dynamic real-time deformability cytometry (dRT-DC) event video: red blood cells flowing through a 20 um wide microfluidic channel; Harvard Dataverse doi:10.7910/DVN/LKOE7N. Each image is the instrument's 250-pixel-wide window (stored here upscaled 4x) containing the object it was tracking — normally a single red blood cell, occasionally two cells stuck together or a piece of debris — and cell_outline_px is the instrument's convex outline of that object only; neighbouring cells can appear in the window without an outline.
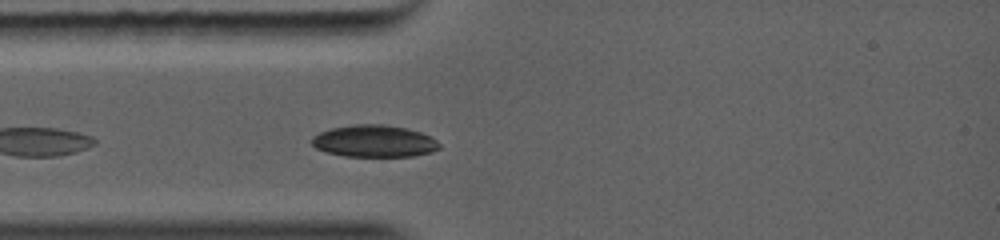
{"species": "common noctule bat (a hibernating species)", "species_latin": "Nyctalus noctula", "temperature_condition": "warm", "stored_images_in_passage": 26, "camera_frame_rate_fps": 5000, "um_per_image_px": 0.085, "animal": {"sex": "female", "body_mass_g": 19.0, "forearm_length_mm": 56.7}, "frame": {"image": 1, "passage_image": 5, "time_ms": 0.8, "image_size_px": [1000, 240], "cell_outline_px": [[440, 148], [432, 152], [412, 156], [344, 156], [324, 152], [316, 148], [312, 144], [312, 140], [320, 132], [332, 128], [404, 128], [428, 136], [436, 140], [440, 144]], "centroid_in_image_um": [31.82, 12.09], "position_along_channel_um": 53.2, "area_um2": 22.02}}
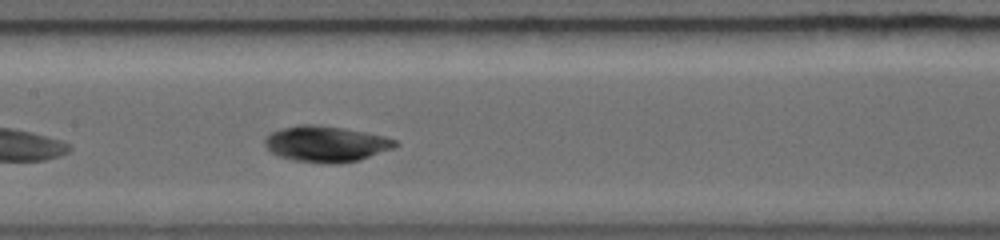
{"frame": {"image": 2, "passage_image": 12, "time_ms": 3.4, "image_size_px": [1000, 240], "cell_outline_px": [[396, 144], [392, 148], [360, 160], [344, 164], [320, 164], [292, 160], [280, 156], [272, 152], [268, 148], [268, 136], [276, 132], [288, 128], [332, 128], [376, 136], [392, 140]], "centroid_in_image_um": [27.72, 12.35], "position_along_channel_um": 179.7, "area_um2": 24.97}}
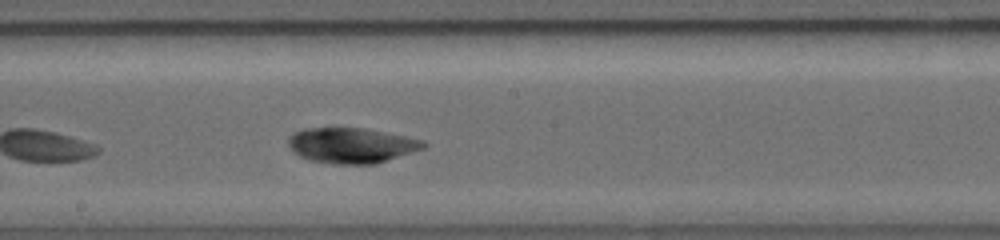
{"frame": {"image": 3, "passage_image": 15, "time_ms": 4.2, "image_size_px": [1000, 240], "cell_outline_px": [[424, 148], [376, 164], [332, 164], [312, 160], [300, 156], [292, 148], [292, 136], [296, 132], [320, 128], [348, 128], [412, 140], [424, 144]], "centroid_in_image_um": [29.8, 12.43], "position_along_channel_um": 218.4, "area_um2": 25.55}}